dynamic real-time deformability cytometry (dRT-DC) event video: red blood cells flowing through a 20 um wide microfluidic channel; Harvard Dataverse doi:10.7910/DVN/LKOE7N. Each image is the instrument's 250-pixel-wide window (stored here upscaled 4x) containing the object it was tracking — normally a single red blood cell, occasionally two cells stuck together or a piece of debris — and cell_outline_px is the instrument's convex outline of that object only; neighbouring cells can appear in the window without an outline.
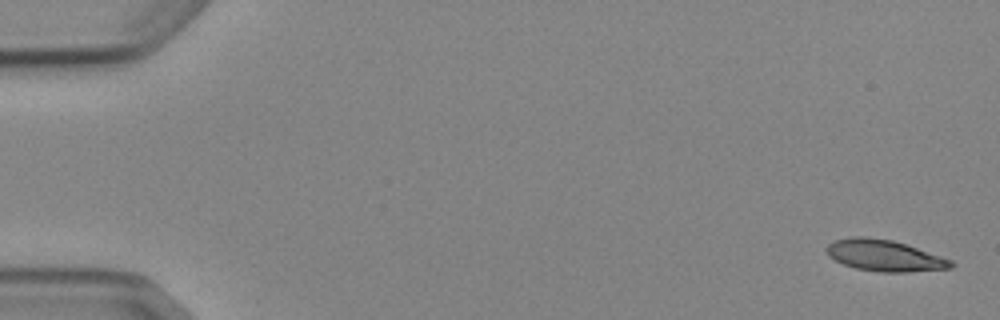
{"species": "Egyptian fruit bat (a non-hibernating species)", "species_latin": "Rousettus aegyptiacus", "temperature_condition": "cold", "stored_images_in_passage": 5, "segment_of_instrument_passage": [1, 2], "camera_frame_rate_fps": 3000, "um_per_image_px": 0.085, "animal": {"sex": "female"}, "frame": {"image": 1, "passage_image": 1, "time_ms": 0.0, "image_size_px": [1000, 320], "cell_outline_px": [[956, 264], [952, 268], [904, 272], [880, 272], [856, 268], [844, 264], [828, 256], [824, 248], [828, 244], [836, 240], [852, 236], [864, 236], [892, 240], [952, 260]], "centroid_in_image_um": [75.15, 21.72], "position_along_channel_um": 9.8, "area_um2": 22.54}}